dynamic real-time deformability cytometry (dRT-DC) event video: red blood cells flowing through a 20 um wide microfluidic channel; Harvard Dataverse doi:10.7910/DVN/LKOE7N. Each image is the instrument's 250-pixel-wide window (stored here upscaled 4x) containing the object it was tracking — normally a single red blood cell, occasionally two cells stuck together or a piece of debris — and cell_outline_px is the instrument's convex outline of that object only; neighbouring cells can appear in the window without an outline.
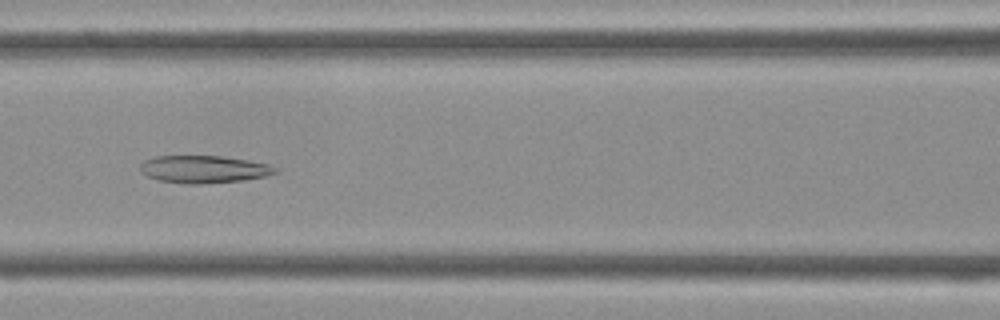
{"species": "Egyptian fruit bat (a non-hibernating species)", "species_latin": "Rousettus aegyptiacus", "temperature_condition": "cold", "stored_images_in_passage": 44, "camera_frame_rate_fps": 3000, "um_per_image_px": 0.085, "frame": {"image": 1, "passage_image": 19, "time_ms": 6.0, "image_size_px": [1000, 320], "cell_outline_px": [[276, 172], [264, 176], [244, 180], [200, 184], [184, 184], [156, 180], [140, 172], [140, 164], [144, 160], [156, 156], [220, 156], [248, 160], [268, 164], [276, 168]], "centroid_in_image_um": [17.26, 14.39], "position_along_channel_um": 149.3, "area_um2": 21.62}}
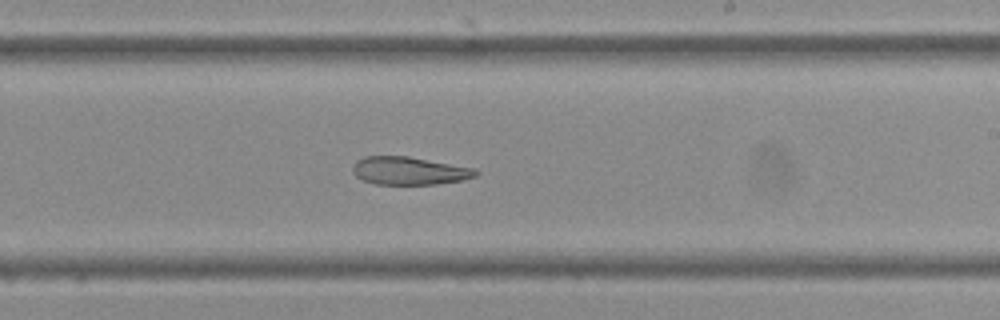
{"frame": {"image": 2, "passage_image": 26, "time_ms": 8.333, "image_size_px": [1000, 320], "cell_outline_px": [[480, 172], [476, 176], [464, 180], [436, 184], [376, 184], [364, 180], [356, 176], [352, 172], [352, 164], [356, 160], [364, 156], [408, 156], [476, 168]], "centroid_in_image_um": [34.8, 14.51], "position_along_channel_um": 254.2, "area_um2": 20.23}}
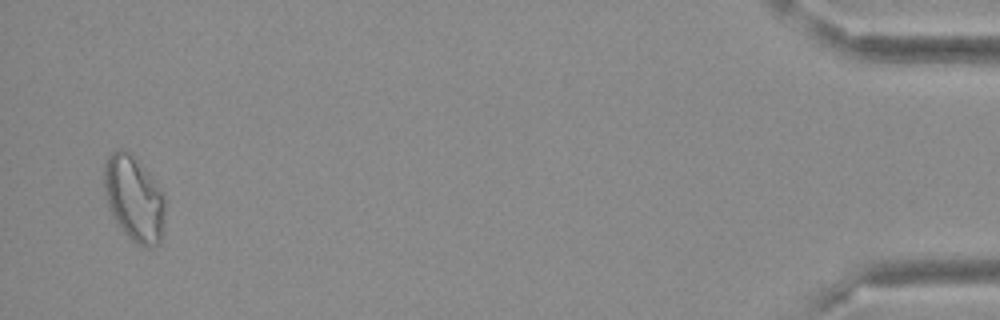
{"frame": {"image": 3, "passage_image": 43, "time_ms": 14.0, "image_size_px": [1000, 320], "cell_outline_px": [[164, 224], [160, 244], [152, 248], [144, 248], [136, 244], [120, 228], [108, 204], [104, 192], [104, 164], [108, 156], [116, 148], [124, 148], [132, 152], [156, 180], [164, 192]], "centroid_in_image_um": [11.42, 16.85], "position_along_channel_um": 423.8, "area_um2": 31.1}}